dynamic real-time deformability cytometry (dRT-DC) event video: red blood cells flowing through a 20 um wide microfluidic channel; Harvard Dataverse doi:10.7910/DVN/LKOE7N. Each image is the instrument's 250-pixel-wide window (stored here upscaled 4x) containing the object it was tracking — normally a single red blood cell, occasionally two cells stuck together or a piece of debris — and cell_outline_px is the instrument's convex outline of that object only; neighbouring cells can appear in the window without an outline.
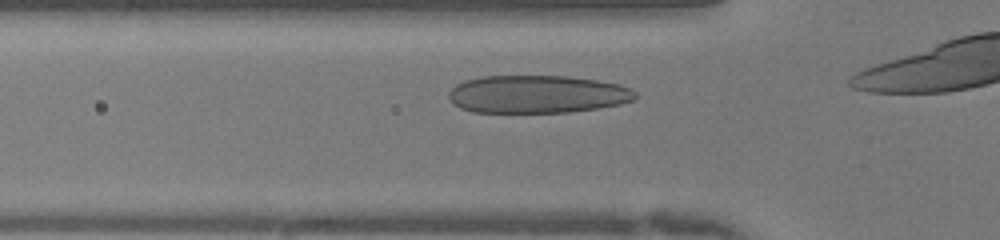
{"species": "human", "species_latin": "Homo sapiens", "temperature_condition": "warm", "stored_images_in_passage": 27, "camera_frame_rate_fps": 3000, "um_per_image_px": 0.085, "donor": {"sex": "female"}, "frame": {"image": 1, "passage_image": 3, "time_ms": 0.667, "image_size_px": [1000, 240], "cell_outline_px": [[636, 96], [632, 100], [620, 104], [596, 108], [568, 112], [472, 112], [460, 108], [452, 104], [448, 96], [448, 92], [456, 84], [464, 80], [484, 76], [568, 76], [596, 80], [620, 84], [632, 88], [636, 92]], "centroid_in_image_um": [45.64, 8.0], "position_along_channel_um": 80.2, "area_um2": 41.27}}
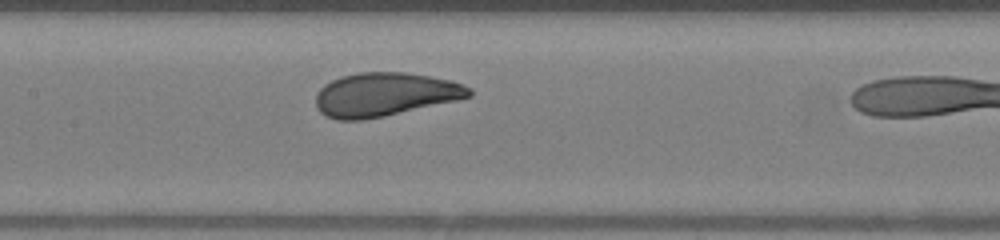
{"frame": {"image": 2, "passage_image": 10, "time_ms": 3.0, "image_size_px": [1000, 240], "cell_outline_px": [[472, 96], [456, 100], [384, 116], [364, 120], [336, 120], [324, 116], [316, 108], [316, 92], [324, 84], [332, 80], [344, 76], [360, 72], [404, 72], [452, 80], [464, 84], [472, 88]], "centroid_in_image_um": [32.69, 8.03], "position_along_channel_um": 174.7, "area_um2": 39.07}}
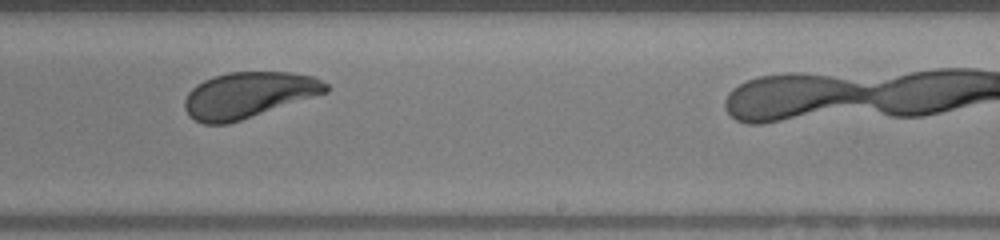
{"frame": {"image": 3, "passage_image": 17, "time_ms": 5.333, "image_size_px": [1000, 240], "cell_outline_px": [[328, 92], [228, 124], [204, 124], [188, 116], [184, 108], [184, 100], [188, 92], [196, 84], [212, 76], [228, 72], [292, 72], [312, 76], [328, 84]], "centroid_in_image_um": [21.08, 8.07], "position_along_channel_um": 267.9, "area_um2": 37.74}}